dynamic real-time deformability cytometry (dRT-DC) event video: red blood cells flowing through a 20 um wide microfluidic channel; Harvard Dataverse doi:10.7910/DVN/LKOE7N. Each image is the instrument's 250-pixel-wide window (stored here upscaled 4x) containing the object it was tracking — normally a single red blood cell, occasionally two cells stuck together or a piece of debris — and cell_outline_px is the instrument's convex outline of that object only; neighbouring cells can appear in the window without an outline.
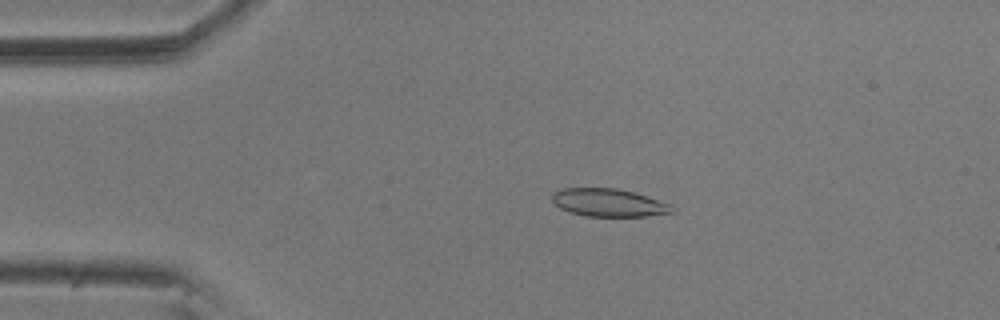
{"species": "common noctule bat (a hibernating species)", "species_latin": "Nyctalus noctula", "temperature_condition": "room temperature", "stored_images_in_passage": 53, "camera_frame_rate_fps": 3000, "um_per_image_px": 0.085, "animal": {"sex": "male", "body_mass_g": 20.5, "forearm_length_mm": 52.5}, "frame": {"image": 1, "passage_image": 8, "time_ms": 2.333, "image_size_px": [1000, 320], "cell_outline_px": [[676, 208], [672, 212], [648, 216], [584, 216], [568, 212], [560, 208], [552, 200], [552, 196], [556, 192], [564, 188], [616, 188], [632, 192], [668, 204]], "centroid_in_image_um": [51.7, 17.24], "position_along_channel_um": 33.3, "area_um2": 19.13}}
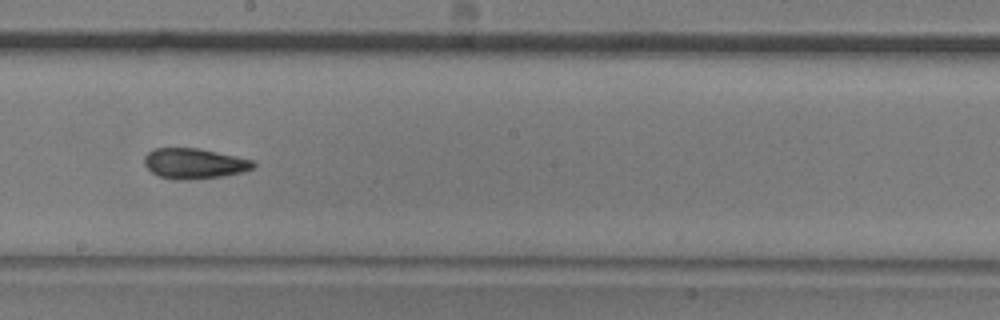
{"frame": {"image": 2, "passage_image": 28, "time_ms": 9.0, "image_size_px": [1000, 320], "cell_outline_px": [[256, 164], [252, 168], [240, 172], [224, 176], [188, 180], [180, 180], [160, 176], [152, 172], [144, 164], [144, 156], [152, 148], [200, 148], [252, 160]], "centroid_in_image_um": [16.48, 13.89], "position_along_channel_um": 231.7, "area_um2": 19.19}}
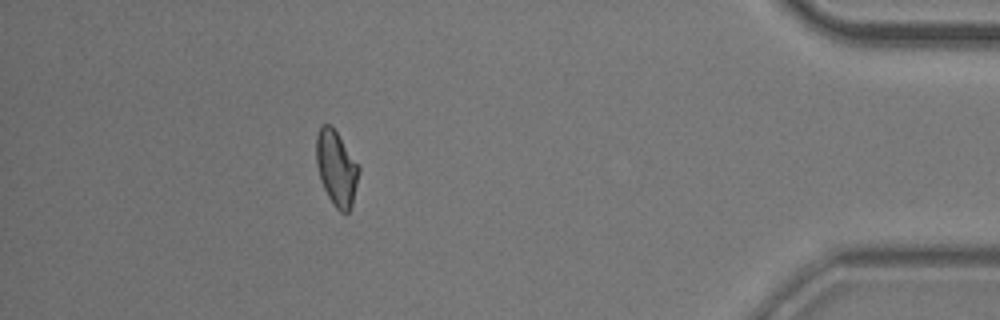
{"frame": {"image": 3, "passage_image": 47, "time_ms": 15.333, "image_size_px": [1000, 320], "cell_outline_px": [[360, 172], [352, 204], [348, 212], [340, 212], [332, 204], [320, 180], [316, 164], [316, 136], [320, 124], [332, 124], [360, 168]], "centroid_in_image_um": [28.58, 14.27], "position_along_channel_um": 406.6, "area_um2": 18.73}, "authors_computed_cell_mechanics": {"area_um2": 19.0162, "velocity_mm_per_s": 3.5665, "shape_relaxation_time_tau1_ms": 4.9983, "shape_relaxation_time_tau2_ms": 3.5464, "deformation_change_tau1": 0.143, "deformation_change_tau2": 0.1061}}